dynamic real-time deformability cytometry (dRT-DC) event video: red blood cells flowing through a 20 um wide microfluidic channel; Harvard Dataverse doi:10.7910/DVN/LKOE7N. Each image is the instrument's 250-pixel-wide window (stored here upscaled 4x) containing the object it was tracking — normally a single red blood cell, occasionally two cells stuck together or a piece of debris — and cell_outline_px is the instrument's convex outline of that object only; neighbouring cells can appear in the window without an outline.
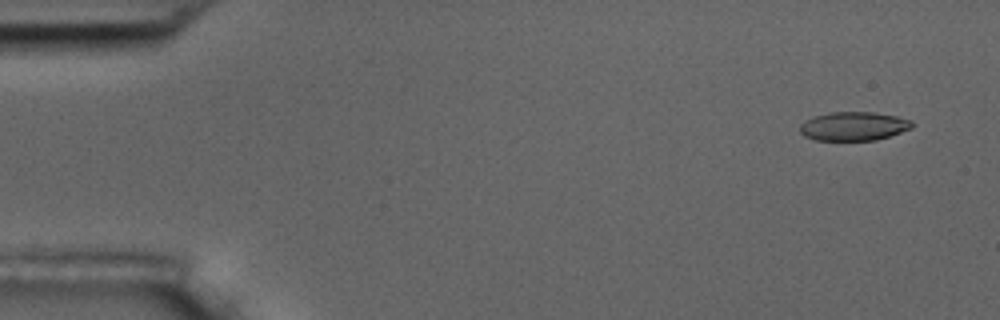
{"species": "common noctule bat (a hibernating species)", "species_latin": "Nyctalus noctula", "temperature_condition": "room temperature", "stored_images_in_passage": 6, "camera_frame_rate_fps": 3000, "um_per_image_px": 0.085, "animal": {"sex": "male", "body_mass_g": 17.5, "forearm_length_mm": 52.3}, "frame": {"image": 1, "passage_image": 1, "time_ms": 0.0, "image_size_px": [1000, 320], "cell_outline_px": [[912, 128], [876, 140], [816, 140], [804, 136], [800, 132], [800, 124], [804, 120], [812, 116], [828, 112], [876, 112], [896, 116], [912, 120]], "centroid_in_image_um": [72.52, 10.71], "position_along_channel_um": 12.5, "area_um2": 18.9}}
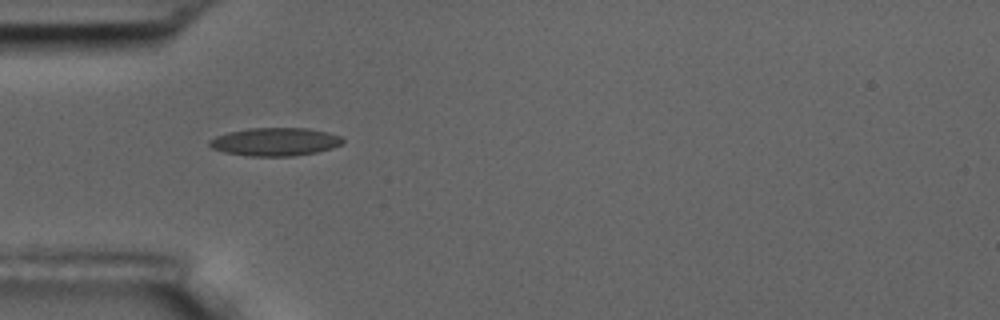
{"frame": {"image": 2, "passage_image": 5, "time_ms": 4.667, "image_size_px": [1000, 320], "cell_outline_px": [[344, 144], [332, 148], [316, 152], [292, 156], [248, 156], [224, 152], [212, 148], [208, 144], [208, 140], [216, 136], [228, 132], [248, 128], [308, 128], [328, 132], [340, 136], [344, 140]], "centroid_in_image_um": [23.38, 12.05], "position_along_channel_um": 61.6, "area_um2": 21.96}}